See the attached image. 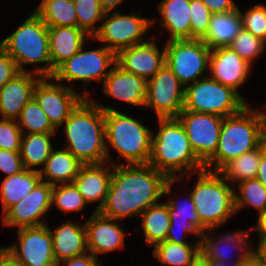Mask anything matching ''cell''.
I'll list each match as a JSON object with an SVG mask.
<instances>
[{
    "label": "cell",
    "instance_id": "cell-1",
    "mask_svg": "<svg viewBox=\"0 0 266 266\" xmlns=\"http://www.w3.org/2000/svg\"><path fill=\"white\" fill-rule=\"evenodd\" d=\"M169 180L150 164L113 165L108 193L98 212L117 221L138 217L159 203Z\"/></svg>",
    "mask_w": 266,
    "mask_h": 266
},
{
    "label": "cell",
    "instance_id": "cell-2",
    "mask_svg": "<svg viewBox=\"0 0 266 266\" xmlns=\"http://www.w3.org/2000/svg\"><path fill=\"white\" fill-rule=\"evenodd\" d=\"M91 98H84L64 121V145L83 165L107 162L105 112Z\"/></svg>",
    "mask_w": 266,
    "mask_h": 266
},
{
    "label": "cell",
    "instance_id": "cell-3",
    "mask_svg": "<svg viewBox=\"0 0 266 266\" xmlns=\"http://www.w3.org/2000/svg\"><path fill=\"white\" fill-rule=\"evenodd\" d=\"M158 127V133L152 134L148 164L169 179L178 181L184 175L189 177L205 169L191 149L186 131L177 118L158 119Z\"/></svg>",
    "mask_w": 266,
    "mask_h": 266
},
{
    "label": "cell",
    "instance_id": "cell-4",
    "mask_svg": "<svg viewBox=\"0 0 266 266\" xmlns=\"http://www.w3.org/2000/svg\"><path fill=\"white\" fill-rule=\"evenodd\" d=\"M265 140L266 114L248 104L239 113L224 117L217 150L204 164L205 170L218 172L230 160L258 148Z\"/></svg>",
    "mask_w": 266,
    "mask_h": 266
},
{
    "label": "cell",
    "instance_id": "cell-5",
    "mask_svg": "<svg viewBox=\"0 0 266 266\" xmlns=\"http://www.w3.org/2000/svg\"><path fill=\"white\" fill-rule=\"evenodd\" d=\"M105 112V144L107 162L111 165L148 164L151 156L153 131L143 122L135 119L113 107L102 105L93 100ZM111 146L118 152V160L126 163L112 162L113 158L108 148Z\"/></svg>",
    "mask_w": 266,
    "mask_h": 266
},
{
    "label": "cell",
    "instance_id": "cell-6",
    "mask_svg": "<svg viewBox=\"0 0 266 266\" xmlns=\"http://www.w3.org/2000/svg\"><path fill=\"white\" fill-rule=\"evenodd\" d=\"M0 46L15 60L20 72H32L41 78H52L48 26L33 11L15 31L0 42ZM43 64L37 67V64ZM35 64L32 71L24 66Z\"/></svg>",
    "mask_w": 266,
    "mask_h": 266
},
{
    "label": "cell",
    "instance_id": "cell-7",
    "mask_svg": "<svg viewBox=\"0 0 266 266\" xmlns=\"http://www.w3.org/2000/svg\"><path fill=\"white\" fill-rule=\"evenodd\" d=\"M191 192L201 224L206 228L222 227L236 214L235 188L219 173L203 170Z\"/></svg>",
    "mask_w": 266,
    "mask_h": 266
},
{
    "label": "cell",
    "instance_id": "cell-8",
    "mask_svg": "<svg viewBox=\"0 0 266 266\" xmlns=\"http://www.w3.org/2000/svg\"><path fill=\"white\" fill-rule=\"evenodd\" d=\"M248 104L235 90L207 76L185 87L183 110L226 117Z\"/></svg>",
    "mask_w": 266,
    "mask_h": 266
},
{
    "label": "cell",
    "instance_id": "cell-9",
    "mask_svg": "<svg viewBox=\"0 0 266 266\" xmlns=\"http://www.w3.org/2000/svg\"><path fill=\"white\" fill-rule=\"evenodd\" d=\"M119 10L106 12L98 32L91 37L105 43L104 46L116 55L125 48L147 42L150 38H144L145 33L154 24L153 18L141 17V12L121 14Z\"/></svg>",
    "mask_w": 266,
    "mask_h": 266
},
{
    "label": "cell",
    "instance_id": "cell-10",
    "mask_svg": "<svg viewBox=\"0 0 266 266\" xmlns=\"http://www.w3.org/2000/svg\"><path fill=\"white\" fill-rule=\"evenodd\" d=\"M82 48L63 62L54 72L52 79L60 84L82 81L83 86L92 81L103 83L116 64V54L102 45L100 48ZM84 50V51H83Z\"/></svg>",
    "mask_w": 266,
    "mask_h": 266
},
{
    "label": "cell",
    "instance_id": "cell-11",
    "mask_svg": "<svg viewBox=\"0 0 266 266\" xmlns=\"http://www.w3.org/2000/svg\"><path fill=\"white\" fill-rule=\"evenodd\" d=\"M164 48L165 63L184 87L208 76L204 72L209 69L211 49L202 39L171 40Z\"/></svg>",
    "mask_w": 266,
    "mask_h": 266
},
{
    "label": "cell",
    "instance_id": "cell-12",
    "mask_svg": "<svg viewBox=\"0 0 266 266\" xmlns=\"http://www.w3.org/2000/svg\"><path fill=\"white\" fill-rule=\"evenodd\" d=\"M89 96V90L80 94L72 86L55 83L52 78H41L33 91V98L55 129L61 127L78 104Z\"/></svg>",
    "mask_w": 266,
    "mask_h": 266
},
{
    "label": "cell",
    "instance_id": "cell-13",
    "mask_svg": "<svg viewBox=\"0 0 266 266\" xmlns=\"http://www.w3.org/2000/svg\"><path fill=\"white\" fill-rule=\"evenodd\" d=\"M185 87L165 63L147 80L145 106L154 110L158 119L177 118L183 110Z\"/></svg>",
    "mask_w": 266,
    "mask_h": 266
},
{
    "label": "cell",
    "instance_id": "cell-14",
    "mask_svg": "<svg viewBox=\"0 0 266 266\" xmlns=\"http://www.w3.org/2000/svg\"><path fill=\"white\" fill-rule=\"evenodd\" d=\"M177 119L186 131L191 149L205 164L217 150L224 117L182 110Z\"/></svg>",
    "mask_w": 266,
    "mask_h": 266
},
{
    "label": "cell",
    "instance_id": "cell-15",
    "mask_svg": "<svg viewBox=\"0 0 266 266\" xmlns=\"http://www.w3.org/2000/svg\"><path fill=\"white\" fill-rule=\"evenodd\" d=\"M18 240L5 248L23 266H57L47 224L19 228Z\"/></svg>",
    "mask_w": 266,
    "mask_h": 266
},
{
    "label": "cell",
    "instance_id": "cell-16",
    "mask_svg": "<svg viewBox=\"0 0 266 266\" xmlns=\"http://www.w3.org/2000/svg\"><path fill=\"white\" fill-rule=\"evenodd\" d=\"M52 189L51 184L40 181L27 196L2 214L3 225L5 227L18 226L19 229L46 224L44 215L53 206Z\"/></svg>",
    "mask_w": 266,
    "mask_h": 266
},
{
    "label": "cell",
    "instance_id": "cell-17",
    "mask_svg": "<svg viewBox=\"0 0 266 266\" xmlns=\"http://www.w3.org/2000/svg\"><path fill=\"white\" fill-rule=\"evenodd\" d=\"M218 229L219 227H214L207 229L204 233H201L199 239V259H214L222 262H230L231 260L232 262H235L243 261L249 255L256 254L257 248H251V242L248 241L251 235L250 231H254L255 227L248 230H237L234 231V233L228 232V234H221L217 237L218 239L214 241L213 234ZM232 250L238 252V255H236V259L235 256H230L232 259L234 258V260L229 257V252H231ZM232 252L237 253L234 251Z\"/></svg>",
    "mask_w": 266,
    "mask_h": 266
},
{
    "label": "cell",
    "instance_id": "cell-18",
    "mask_svg": "<svg viewBox=\"0 0 266 266\" xmlns=\"http://www.w3.org/2000/svg\"><path fill=\"white\" fill-rule=\"evenodd\" d=\"M177 181V179H170L164 186V196H169V198L166 199V202L168 203L170 216V226L166 240L176 244H190L186 241L185 236L195 235V237L197 236L198 239H200L201 233H204L207 229L199 220L198 213L196 212V206L192 200L191 192L186 194L187 199L181 203H178L179 201H176L173 198V195H170L172 194V185ZM178 229L183 231L182 234L180 233L179 235L176 233Z\"/></svg>",
    "mask_w": 266,
    "mask_h": 266
},
{
    "label": "cell",
    "instance_id": "cell-19",
    "mask_svg": "<svg viewBox=\"0 0 266 266\" xmlns=\"http://www.w3.org/2000/svg\"><path fill=\"white\" fill-rule=\"evenodd\" d=\"M121 222L93 211L85 222L88 251L98 259V255L124 248L125 228Z\"/></svg>",
    "mask_w": 266,
    "mask_h": 266
},
{
    "label": "cell",
    "instance_id": "cell-20",
    "mask_svg": "<svg viewBox=\"0 0 266 266\" xmlns=\"http://www.w3.org/2000/svg\"><path fill=\"white\" fill-rule=\"evenodd\" d=\"M152 39V40H151ZM122 49L116 55V63L125 71L149 80L165 64V48L159 49L155 38Z\"/></svg>",
    "mask_w": 266,
    "mask_h": 266
},
{
    "label": "cell",
    "instance_id": "cell-21",
    "mask_svg": "<svg viewBox=\"0 0 266 266\" xmlns=\"http://www.w3.org/2000/svg\"><path fill=\"white\" fill-rule=\"evenodd\" d=\"M209 70L210 78L232 88L241 96L237 89L246 82L252 66L230 47H219L211 50Z\"/></svg>",
    "mask_w": 266,
    "mask_h": 266
},
{
    "label": "cell",
    "instance_id": "cell-22",
    "mask_svg": "<svg viewBox=\"0 0 266 266\" xmlns=\"http://www.w3.org/2000/svg\"><path fill=\"white\" fill-rule=\"evenodd\" d=\"M102 91L106 96L129 105L144 107L147 98V80L125 71L116 63L106 76Z\"/></svg>",
    "mask_w": 266,
    "mask_h": 266
},
{
    "label": "cell",
    "instance_id": "cell-23",
    "mask_svg": "<svg viewBox=\"0 0 266 266\" xmlns=\"http://www.w3.org/2000/svg\"><path fill=\"white\" fill-rule=\"evenodd\" d=\"M40 79L32 72H19L0 89L1 119L19 118L23 107L33 98L34 87Z\"/></svg>",
    "mask_w": 266,
    "mask_h": 266
},
{
    "label": "cell",
    "instance_id": "cell-24",
    "mask_svg": "<svg viewBox=\"0 0 266 266\" xmlns=\"http://www.w3.org/2000/svg\"><path fill=\"white\" fill-rule=\"evenodd\" d=\"M113 174V165L108 162L82 165L78 175L73 180L79 193L87 204L99 201L95 212L102 208Z\"/></svg>",
    "mask_w": 266,
    "mask_h": 266
},
{
    "label": "cell",
    "instance_id": "cell-25",
    "mask_svg": "<svg viewBox=\"0 0 266 266\" xmlns=\"http://www.w3.org/2000/svg\"><path fill=\"white\" fill-rule=\"evenodd\" d=\"M53 254L58 264L72 257L88 253L85 223L80 225L73 221H65L51 230Z\"/></svg>",
    "mask_w": 266,
    "mask_h": 266
},
{
    "label": "cell",
    "instance_id": "cell-26",
    "mask_svg": "<svg viewBox=\"0 0 266 266\" xmlns=\"http://www.w3.org/2000/svg\"><path fill=\"white\" fill-rule=\"evenodd\" d=\"M49 51L53 75L55 70L76 54L91 37L78 27H48Z\"/></svg>",
    "mask_w": 266,
    "mask_h": 266
},
{
    "label": "cell",
    "instance_id": "cell-27",
    "mask_svg": "<svg viewBox=\"0 0 266 266\" xmlns=\"http://www.w3.org/2000/svg\"><path fill=\"white\" fill-rule=\"evenodd\" d=\"M160 28L167 30L169 39H190V0H162L158 6Z\"/></svg>",
    "mask_w": 266,
    "mask_h": 266
},
{
    "label": "cell",
    "instance_id": "cell-28",
    "mask_svg": "<svg viewBox=\"0 0 266 266\" xmlns=\"http://www.w3.org/2000/svg\"><path fill=\"white\" fill-rule=\"evenodd\" d=\"M82 165L66 148H54L40 170L41 181L52 186L73 183Z\"/></svg>",
    "mask_w": 266,
    "mask_h": 266
},
{
    "label": "cell",
    "instance_id": "cell-29",
    "mask_svg": "<svg viewBox=\"0 0 266 266\" xmlns=\"http://www.w3.org/2000/svg\"><path fill=\"white\" fill-rule=\"evenodd\" d=\"M242 28L239 8L226 13L212 14L207 34L202 40L211 50L228 47Z\"/></svg>",
    "mask_w": 266,
    "mask_h": 266
},
{
    "label": "cell",
    "instance_id": "cell-30",
    "mask_svg": "<svg viewBox=\"0 0 266 266\" xmlns=\"http://www.w3.org/2000/svg\"><path fill=\"white\" fill-rule=\"evenodd\" d=\"M55 135L56 133L23 134L19 152L25 169L40 172L54 149L51 137Z\"/></svg>",
    "mask_w": 266,
    "mask_h": 266
},
{
    "label": "cell",
    "instance_id": "cell-31",
    "mask_svg": "<svg viewBox=\"0 0 266 266\" xmlns=\"http://www.w3.org/2000/svg\"><path fill=\"white\" fill-rule=\"evenodd\" d=\"M41 181L39 171L24 169L18 174L7 176L0 184L2 214L13 204L21 201Z\"/></svg>",
    "mask_w": 266,
    "mask_h": 266
},
{
    "label": "cell",
    "instance_id": "cell-32",
    "mask_svg": "<svg viewBox=\"0 0 266 266\" xmlns=\"http://www.w3.org/2000/svg\"><path fill=\"white\" fill-rule=\"evenodd\" d=\"M153 257L163 266H196L199 263V239L191 244H176L168 240L153 247Z\"/></svg>",
    "mask_w": 266,
    "mask_h": 266
},
{
    "label": "cell",
    "instance_id": "cell-33",
    "mask_svg": "<svg viewBox=\"0 0 266 266\" xmlns=\"http://www.w3.org/2000/svg\"><path fill=\"white\" fill-rule=\"evenodd\" d=\"M146 244L150 247L166 241L170 226L168 203L162 202L147 208L140 216Z\"/></svg>",
    "mask_w": 266,
    "mask_h": 266
},
{
    "label": "cell",
    "instance_id": "cell-34",
    "mask_svg": "<svg viewBox=\"0 0 266 266\" xmlns=\"http://www.w3.org/2000/svg\"><path fill=\"white\" fill-rule=\"evenodd\" d=\"M266 150V140L256 149L230 160L218 172L229 182L239 183L256 178L262 153Z\"/></svg>",
    "mask_w": 266,
    "mask_h": 266
},
{
    "label": "cell",
    "instance_id": "cell-35",
    "mask_svg": "<svg viewBox=\"0 0 266 266\" xmlns=\"http://www.w3.org/2000/svg\"><path fill=\"white\" fill-rule=\"evenodd\" d=\"M48 27H77L73 0H41L34 11Z\"/></svg>",
    "mask_w": 266,
    "mask_h": 266
},
{
    "label": "cell",
    "instance_id": "cell-36",
    "mask_svg": "<svg viewBox=\"0 0 266 266\" xmlns=\"http://www.w3.org/2000/svg\"><path fill=\"white\" fill-rule=\"evenodd\" d=\"M240 190L235 189V210L250 206L258 211V214L266 210V188L256 178L244 180L237 184Z\"/></svg>",
    "mask_w": 266,
    "mask_h": 266
},
{
    "label": "cell",
    "instance_id": "cell-37",
    "mask_svg": "<svg viewBox=\"0 0 266 266\" xmlns=\"http://www.w3.org/2000/svg\"><path fill=\"white\" fill-rule=\"evenodd\" d=\"M17 123L22 134L56 133V129L51 125L48 116L34 98L23 107Z\"/></svg>",
    "mask_w": 266,
    "mask_h": 266
},
{
    "label": "cell",
    "instance_id": "cell-38",
    "mask_svg": "<svg viewBox=\"0 0 266 266\" xmlns=\"http://www.w3.org/2000/svg\"><path fill=\"white\" fill-rule=\"evenodd\" d=\"M77 15V27L82 29L90 37H93L100 26L96 23L102 22L105 11L102 9L100 0H73Z\"/></svg>",
    "mask_w": 266,
    "mask_h": 266
},
{
    "label": "cell",
    "instance_id": "cell-39",
    "mask_svg": "<svg viewBox=\"0 0 266 266\" xmlns=\"http://www.w3.org/2000/svg\"><path fill=\"white\" fill-rule=\"evenodd\" d=\"M61 212L72 213L84 209L87 204L74 183L54 185L52 189V205Z\"/></svg>",
    "mask_w": 266,
    "mask_h": 266
},
{
    "label": "cell",
    "instance_id": "cell-40",
    "mask_svg": "<svg viewBox=\"0 0 266 266\" xmlns=\"http://www.w3.org/2000/svg\"><path fill=\"white\" fill-rule=\"evenodd\" d=\"M228 47L253 66V61L265 53L266 42L242 28Z\"/></svg>",
    "mask_w": 266,
    "mask_h": 266
},
{
    "label": "cell",
    "instance_id": "cell-41",
    "mask_svg": "<svg viewBox=\"0 0 266 266\" xmlns=\"http://www.w3.org/2000/svg\"><path fill=\"white\" fill-rule=\"evenodd\" d=\"M239 11L243 29L266 42V5L255 4L245 13Z\"/></svg>",
    "mask_w": 266,
    "mask_h": 266
},
{
    "label": "cell",
    "instance_id": "cell-42",
    "mask_svg": "<svg viewBox=\"0 0 266 266\" xmlns=\"http://www.w3.org/2000/svg\"><path fill=\"white\" fill-rule=\"evenodd\" d=\"M190 39H203L209 27L212 13L201 0H190Z\"/></svg>",
    "mask_w": 266,
    "mask_h": 266
},
{
    "label": "cell",
    "instance_id": "cell-43",
    "mask_svg": "<svg viewBox=\"0 0 266 266\" xmlns=\"http://www.w3.org/2000/svg\"><path fill=\"white\" fill-rule=\"evenodd\" d=\"M22 136L17 120L0 119V149L20 151Z\"/></svg>",
    "mask_w": 266,
    "mask_h": 266
},
{
    "label": "cell",
    "instance_id": "cell-44",
    "mask_svg": "<svg viewBox=\"0 0 266 266\" xmlns=\"http://www.w3.org/2000/svg\"><path fill=\"white\" fill-rule=\"evenodd\" d=\"M24 169L19 151L0 149V171L6 174L5 177L18 174Z\"/></svg>",
    "mask_w": 266,
    "mask_h": 266
},
{
    "label": "cell",
    "instance_id": "cell-45",
    "mask_svg": "<svg viewBox=\"0 0 266 266\" xmlns=\"http://www.w3.org/2000/svg\"><path fill=\"white\" fill-rule=\"evenodd\" d=\"M19 72L15 60L0 46V89Z\"/></svg>",
    "mask_w": 266,
    "mask_h": 266
},
{
    "label": "cell",
    "instance_id": "cell-46",
    "mask_svg": "<svg viewBox=\"0 0 266 266\" xmlns=\"http://www.w3.org/2000/svg\"><path fill=\"white\" fill-rule=\"evenodd\" d=\"M100 263L99 259L88 252L84 255L59 262L57 266H102Z\"/></svg>",
    "mask_w": 266,
    "mask_h": 266
},
{
    "label": "cell",
    "instance_id": "cell-47",
    "mask_svg": "<svg viewBox=\"0 0 266 266\" xmlns=\"http://www.w3.org/2000/svg\"><path fill=\"white\" fill-rule=\"evenodd\" d=\"M212 14L226 13L238 8L234 0H201Z\"/></svg>",
    "mask_w": 266,
    "mask_h": 266
},
{
    "label": "cell",
    "instance_id": "cell-48",
    "mask_svg": "<svg viewBox=\"0 0 266 266\" xmlns=\"http://www.w3.org/2000/svg\"><path fill=\"white\" fill-rule=\"evenodd\" d=\"M0 266H23L5 246H0Z\"/></svg>",
    "mask_w": 266,
    "mask_h": 266
},
{
    "label": "cell",
    "instance_id": "cell-49",
    "mask_svg": "<svg viewBox=\"0 0 266 266\" xmlns=\"http://www.w3.org/2000/svg\"><path fill=\"white\" fill-rule=\"evenodd\" d=\"M255 230L258 231L259 240H266V210L259 213Z\"/></svg>",
    "mask_w": 266,
    "mask_h": 266
},
{
    "label": "cell",
    "instance_id": "cell-50",
    "mask_svg": "<svg viewBox=\"0 0 266 266\" xmlns=\"http://www.w3.org/2000/svg\"><path fill=\"white\" fill-rule=\"evenodd\" d=\"M256 179L266 188V150L262 153Z\"/></svg>",
    "mask_w": 266,
    "mask_h": 266
},
{
    "label": "cell",
    "instance_id": "cell-51",
    "mask_svg": "<svg viewBox=\"0 0 266 266\" xmlns=\"http://www.w3.org/2000/svg\"><path fill=\"white\" fill-rule=\"evenodd\" d=\"M230 263V264H229ZM242 261H235L233 262H222V261H217L214 259H199V264L201 266H241Z\"/></svg>",
    "mask_w": 266,
    "mask_h": 266
},
{
    "label": "cell",
    "instance_id": "cell-52",
    "mask_svg": "<svg viewBox=\"0 0 266 266\" xmlns=\"http://www.w3.org/2000/svg\"><path fill=\"white\" fill-rule=\"evenodd\" d=\"M123 0H100L102 9L105 12H112L118 5H120Z\"/></svg>",
    "mask_w": 266,
    "mask_h": 266
},
{
    "label": "cell",
    "instance_id": "cell-53",
    "mask_svg": "<svg viewBox=\"0 0 266 266\" xmlns=\"http://www.w3.org/2000/svg\"><path fill=\"white\" fill-rule=\"evenodd\" d=\"M256 256L266 265V240H258Z\"/></svg>",
    "mask_w": 266,
    "mask_h": 266
},
{
    "label": "cell",
    "instance_id": "cell-54",
    "mask_svg": "<svg viewBox=\"0 0 266 266\" xmlns=\"http://www.w3.org/2000/svg\"><path fill=\"white\" fill-rule=\"evenodd\" d=\"M241 266H266L257 256L249 255L245 260L242 261Z\"/></svg>",
    "mask_w": 266,
    "mask_h": 266
}]
</instances>
